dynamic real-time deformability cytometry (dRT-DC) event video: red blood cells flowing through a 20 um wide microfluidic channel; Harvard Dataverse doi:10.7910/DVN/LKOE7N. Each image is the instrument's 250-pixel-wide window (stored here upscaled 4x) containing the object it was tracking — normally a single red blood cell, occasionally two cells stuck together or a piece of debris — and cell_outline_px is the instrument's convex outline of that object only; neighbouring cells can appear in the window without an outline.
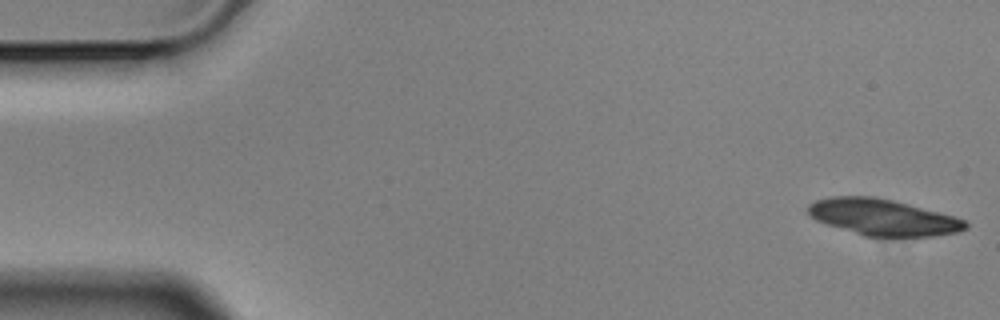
{"species": "Egyptian fruit bat (a non-hibernating species)", "species_latin": "Rousettus aegyptiacus", "temperature_condition": "cold", "stored_images_in_passage": 5, "camera_frame_rate_fps": 3000, "um_per_image_px": 0.085, "animal": {"sex": "male"}, "frame": {"image": 1, "passage_image": 1, "time_ms": 0.0, "image_size_px": [1000, 320], "cell_outline_px": [[968, 228], [960, 232], [932, 236], [864, 236], [816, 220], [808, 212], [808, 204], [816, 200], [832, 196], [872, 196], [892, 200], [908, 204], [952, 216], [964, 220], [968, 224]], "centroid_in_image_um": [75.05, 18.46], "position_along_channel_um": 10.0, "area_um2": 32.89}}